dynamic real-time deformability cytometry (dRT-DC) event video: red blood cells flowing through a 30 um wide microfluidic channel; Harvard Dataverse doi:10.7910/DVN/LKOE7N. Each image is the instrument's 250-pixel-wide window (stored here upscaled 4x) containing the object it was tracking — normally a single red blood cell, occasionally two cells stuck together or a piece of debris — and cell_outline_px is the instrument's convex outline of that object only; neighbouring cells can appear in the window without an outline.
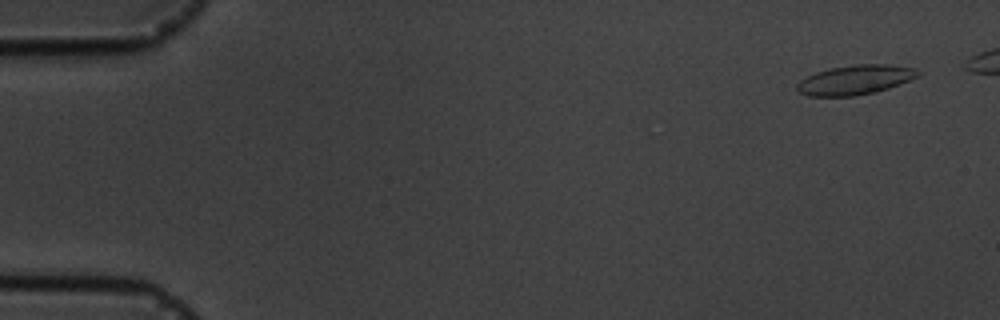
{"species": "common noctule bat (a hibernating species)", "species_latin": "Nyctalus noctula", "temperature_condition": "cold", "stored_images_in_passage": 6, "camera_frame_rate_fps": 3000, "um_per_image_px": 0.085, "animal": {"sex": "male", "body_mass_g": 19.5, "forearm_length_mm": 54.6}, "frame": {"image": 1, "passage_image": 1, "time_ms": 0.0, "image_size_px": [1000, 320], "cell_outline_px": [[920, 76], [888, 88], [876, 92], [856, 96], [808, 96], [800, 92], [796, 88], [796, 84], [800, 80], [816, 72], [828, 68], [856, 64], [888, 64], [916, 68], [920, 72]], "centroid_in_image_um": [72.7, 6.78], "position_along_channel_um": 12.3, "area_um2": 20.92}}